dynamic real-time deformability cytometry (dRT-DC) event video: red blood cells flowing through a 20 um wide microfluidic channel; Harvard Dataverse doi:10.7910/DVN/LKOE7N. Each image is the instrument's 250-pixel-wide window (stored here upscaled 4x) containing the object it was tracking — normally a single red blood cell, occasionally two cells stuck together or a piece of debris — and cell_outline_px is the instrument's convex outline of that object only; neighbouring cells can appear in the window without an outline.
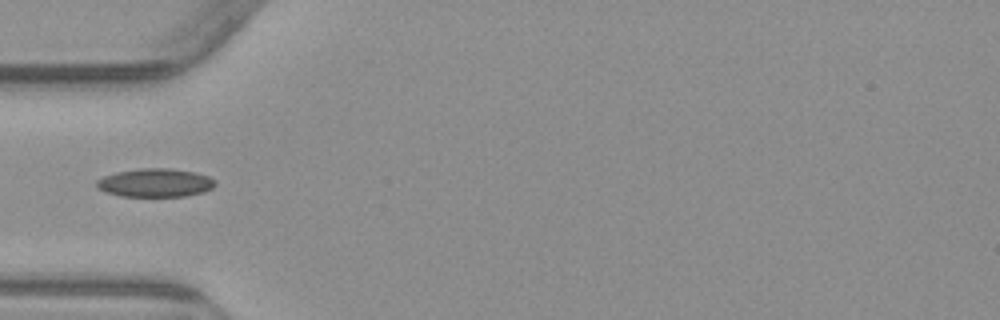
{"species": "common noctule bat (a hibernating species)", "species_latin": "Nyctalus noctula", "temperature_condition": "warm", "stored_images_in_passage": 6, "camera_frame_rate_fps": 3000, "um_per_image_px": 0.085, "animal": {"sex": "male", "body_mass_g": 23.1, "forearm_length_mm": 52.7}, "frame": {"image": 1, "passage_image": 5, "time_ms": 5.667, "image_size_px": [1000, 320], "cell_outline_px": [[216, 184], [212, 188], [204, 192], [184, 196], [120, 196], [96, 188], [96, 180], [104, 176], [116, 172], [140, 168], [172, 168], [196, 172], [208, 176], [216, 180]], "centroid_in_image_um": [13.21, 15.52], "position_along_channel_um": 71.8, "area_um2": 19.77}}
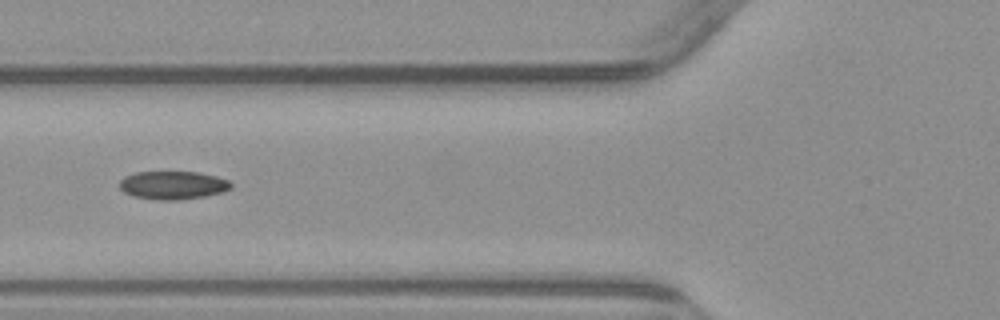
{"frame": {"image": 2, "passage_image": 6, "time_ms": 6.667, "image_size_px": [1000, 320], "cell_outline_px": [[232, 188], [224, 192], [204, 196], [176, 200], [156, 200], [132, 196], [124, 192], [120, 188], [120, 180], [124, 176], [136, 172], [200, 172], [216, 176], [228, 180], [232, 184]], "centroid_in_image_um": [14.7, 15.74], "position_along_channel_um": 111.1, "area_um2": 18.44}}